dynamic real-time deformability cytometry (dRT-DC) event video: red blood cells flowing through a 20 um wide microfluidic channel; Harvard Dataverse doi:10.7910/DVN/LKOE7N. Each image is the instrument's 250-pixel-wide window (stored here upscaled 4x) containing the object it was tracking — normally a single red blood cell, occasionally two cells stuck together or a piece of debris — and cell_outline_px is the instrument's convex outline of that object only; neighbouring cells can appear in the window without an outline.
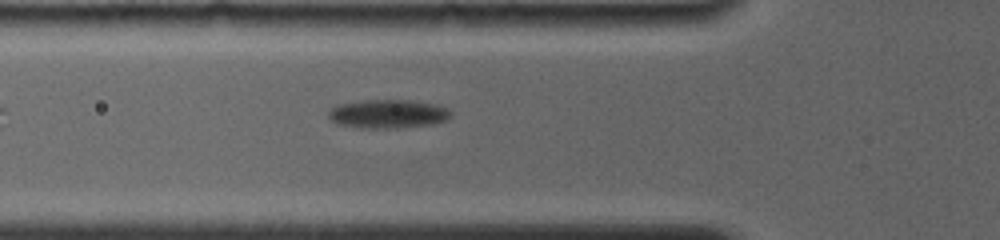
{"species": "common noctule bat (a hibernating species)", "species_latin": "Nyctalus noctula", "temperature_condition": "room temperature", "stored_images_in_passage": 31, "camera_frame_rate_fps": 4000, "um_per_image_px": 0.085, "animal": {"sex": "female", "body_mass_g": 19.0, "forearm_length_mm": 56.7}, "frame": {"image": 1, "passage_image": 2, "time_ms": 0.75, "image_size_px": [1000, 240], "cell_outline_px": [[452, 116], [448, 120], [432, 124], [396, 128], [360, 128], [336, 124], [328, 116], [328, 112], [332, 108], [340, 104], [364, 100], [408, 100], [436, 104], [448, 108], [452, 112]], "centroid_in_image_um": [33.01, 9.68], "position_along_channel_um": 92.8, "area_um2": 20.58}}
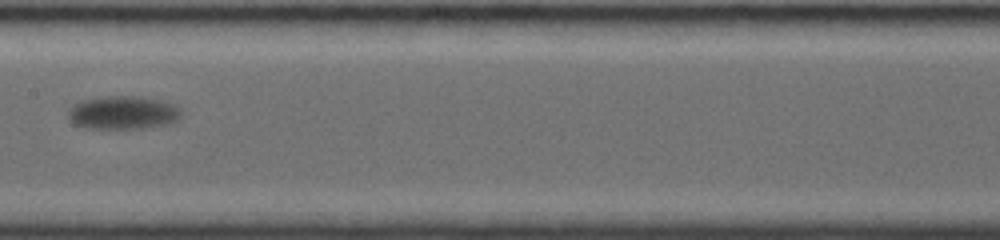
{"frame": {"image": 2, "passage_image": 10, "time_ms": 3.75, "image_size_px": [1000, 240], "cell_outline_px": [[180, 120], [168, 124], [144, 128], [88, 128], [72, 124], [68, 116], [68, 108], [72, 104], [84, 100], [108, 96], [136, 96], [160, 100], [172, 104], [180, 108]], "centroid_in_image_um": [10.44, 9.58], "position_along_channel_um": 197.0, "area_um2": 21.96}}
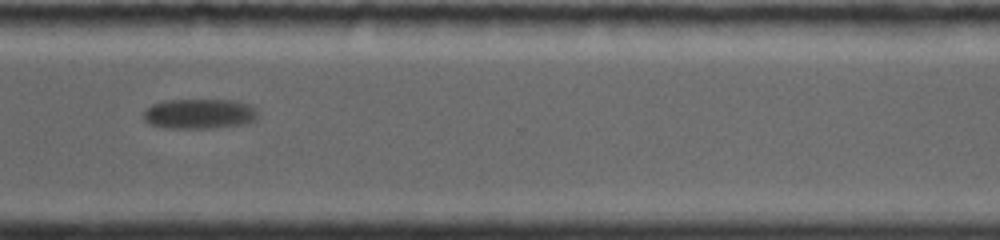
{"frame": {"image": 3, "passage_image": 23, "time_ms": 8.25, "image_size_px": [1000, 240], "cell_outline_px": [[260, 112], [256, 120], [244, 124], [212, 128], [168, 128], [148, 124], [144, 120], [144, 112], [152, 104], [164, 100], [236, 100], [248, 104], [256, 108]], "centroid_in_image_um": [16.99, 9.67], "position_along_channel_um": 353.6, "area_um2": 20.23}}